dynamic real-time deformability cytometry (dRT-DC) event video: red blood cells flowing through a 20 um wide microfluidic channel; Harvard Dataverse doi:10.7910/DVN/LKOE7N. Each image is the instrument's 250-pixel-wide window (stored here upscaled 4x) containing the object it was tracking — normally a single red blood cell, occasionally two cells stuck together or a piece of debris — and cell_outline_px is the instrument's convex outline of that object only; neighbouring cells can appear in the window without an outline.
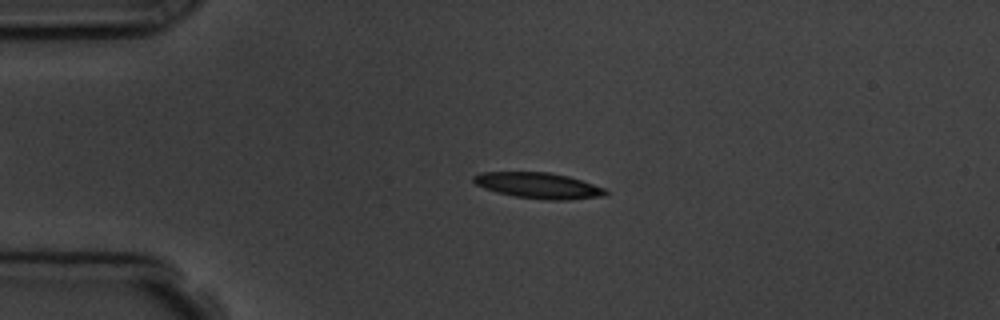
{"species": "common noctule bat (a hibernating species)", "species_latin": "Nyctalus noctula", "temperature_condition": "room temperature", "stored_images_in_passage": 5, "segment_of_instrument_passage": [1, 2], "camera_frame_rate_fps": 3000, "um_per_image_px": 0.085, "animal": {"sex": "male", "body_mass_g": 19.5, "forearm_length_mm": 54.6}, "frame": {"image": 1, "passage_image": 3, "time_ms": 2.333, "image_size_px": [1000, 320], "cell_outline_px": [[608, 192], [604, 196], [568, 200], [544, 200], [516, 196], [496, 192], [484, 188], [476, 184], [472, 180], [472, 176], [480, 172], [548, 172], [568, 176], [604, 188]], "centroid_in_image_um": [45.74, 15.77], "position_along_channel_um": 39.3, "area_um2": 19.83}}